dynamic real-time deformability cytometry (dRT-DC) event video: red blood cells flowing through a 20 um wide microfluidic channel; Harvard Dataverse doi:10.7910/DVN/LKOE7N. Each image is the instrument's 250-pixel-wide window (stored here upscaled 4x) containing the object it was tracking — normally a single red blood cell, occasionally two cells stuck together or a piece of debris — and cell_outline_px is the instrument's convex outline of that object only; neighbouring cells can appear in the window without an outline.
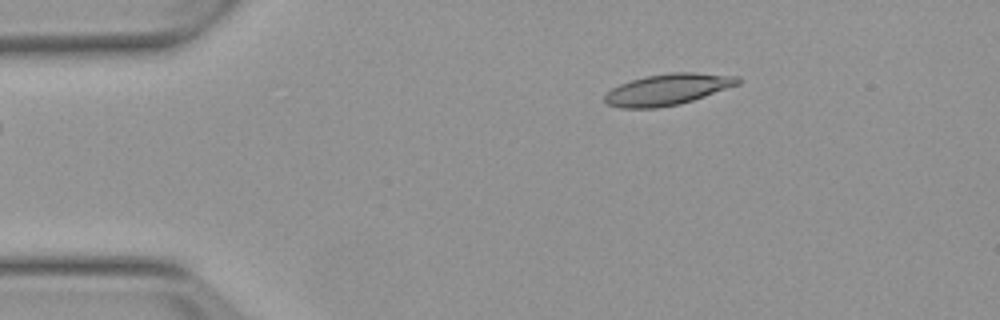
{"species": "Egyptian fruit bat (a non-hibernating species)", "species_latin": "Rousettus aegyptiacus", "temperature_condition": "warm", "stored_images_in_passage": 10, "camera_frame_rate_fps": 3000, "um_per_image_px": 0.085, "animal": {"sex": "female"}, "frame": {"image": 1, "passage_image": 1, "time_ms": 0.0, "image_size_px": [1000, 320], "cell_outline_px": [[740, 84], [680, 104], [656, 108], [620, 108], [608, 104], [604, 100], [604, 96], [612, 88], [620, 84], [644, 76], [668, 72], [696, 72], [740, 76]], "centroid_in_image_um": [56.77, 7.59], "position_along_channel_um": 28.2, "area_um2": 24.28}}
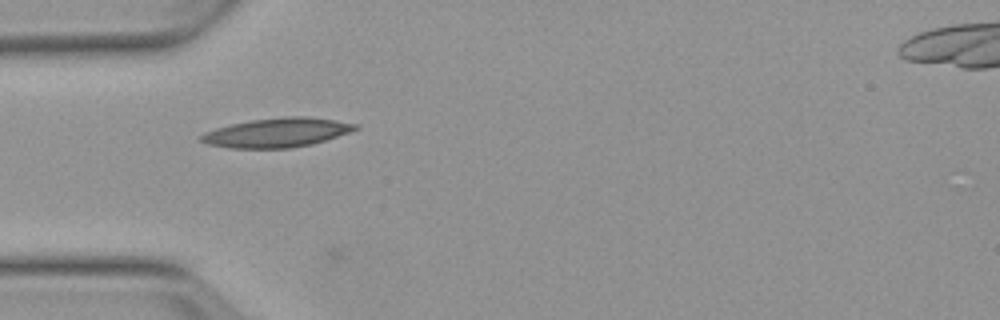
{"frame": {"image": 2, "passage_image": 8, "time_ms": 2.333, "image_size_px": [1000, 320], "cell_outline_px": [[360, 128], [312, 144], [288, 148], [228, 148], [208, 144], [200, 140], [200, 136], [204, 132], [216, 128], [232, 124], [252, 120], [284, 116], [308, 116], [336, 120], [360, 124]], "centroid_in_image_um": [23.55, 11.26], "position_along_channel_um": 61.4, "area_um2": 26.18}}